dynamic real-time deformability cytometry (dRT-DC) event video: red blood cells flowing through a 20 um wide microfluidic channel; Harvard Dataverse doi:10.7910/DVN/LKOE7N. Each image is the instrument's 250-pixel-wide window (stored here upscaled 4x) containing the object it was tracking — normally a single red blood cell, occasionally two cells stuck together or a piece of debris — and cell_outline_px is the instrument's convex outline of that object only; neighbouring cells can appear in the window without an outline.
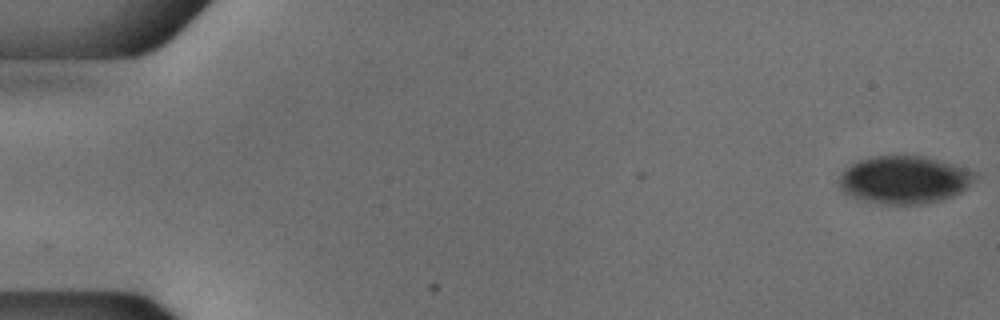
{"species": "common noctule bat (a hibernating species)", "species_latin": "Nyctalus noctula", "temperature_condition": "cold", "stored_images_in_passage": 53, "camera_frame_rate_fps": 3000, "um_per_image_px": 0.085, "animal": {"sex": "male", "body_mass_g": 18.8}, "frame": {"image": 1, "passage_image": 1, "time_ms": 0.0, "image_size_px": [1000, 320], "cell_outline_px": [[976, 176], [968, 188], [952, 196], [928, 204], [880, 204], [856, 200], [848, 196], [840, 188], [840, 176], [852, 164], [860, 160], [872, 156], [924, 156], [940, 160], [976, 172]], "centroid_in_image_um": [76.86, 15.3], "position_along_channel_um": 8.1, "area_um2": 37.86}}
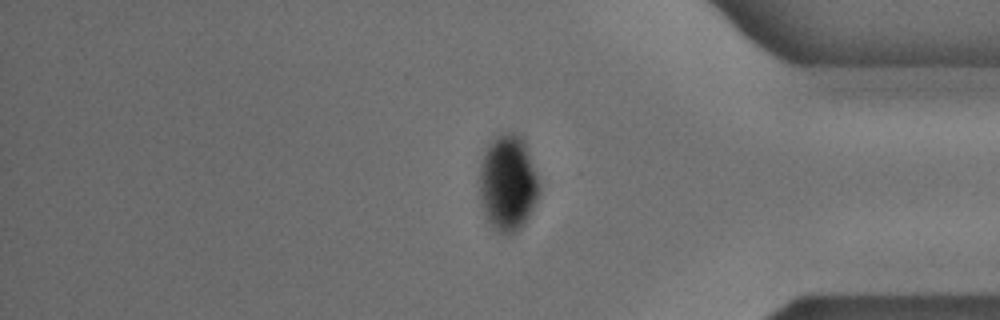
{"frame": {"image": 2, "passage_image": 45, "time_ms": 14.667, "image_size_px": [1000, 320], "cell_outline_px": [[540, 192], [524, 224], [516, 232], [508, 236], [500, 232], [488, 220], [480, 204], [480, 164], [488, 144], [500, 132], [512, 132], [520, 136], [524, 140], [536, 172], [540, 184]], "centroid_in_image_um": [43.17, 15.54], "position_along_channel_um": 392.0, "area_um2": 33.41}}
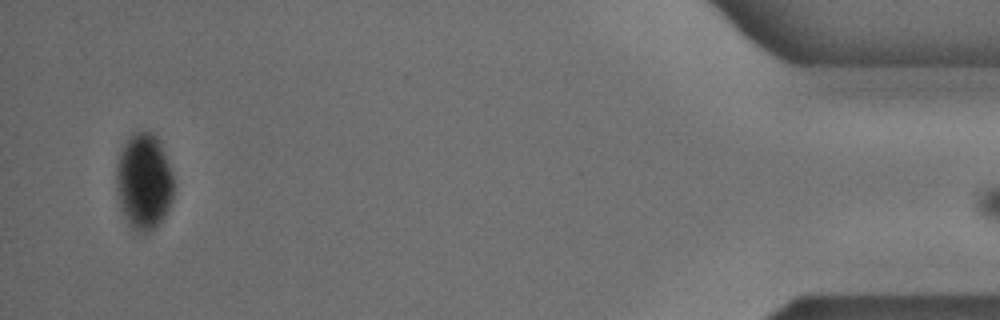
{"frame": {"image": 3, "passage_image": 52, "time_ms": 17.0, "image_size_px": [1000, 320], "cell_outline_px": [[172, 200], [164, 216], [156, 228], [148, 232], [136, 232], [128, 224], [120, 208], [116, 188], [116, 164], [120, 152], [124, 144], [132, 132], [152, 132], [156, 136], [164, 152], [172, 172]], "centroid_in_image_um": [12.2, 15.45], "position_along_channel_um": 423.0, "area_um2": 32.19}}